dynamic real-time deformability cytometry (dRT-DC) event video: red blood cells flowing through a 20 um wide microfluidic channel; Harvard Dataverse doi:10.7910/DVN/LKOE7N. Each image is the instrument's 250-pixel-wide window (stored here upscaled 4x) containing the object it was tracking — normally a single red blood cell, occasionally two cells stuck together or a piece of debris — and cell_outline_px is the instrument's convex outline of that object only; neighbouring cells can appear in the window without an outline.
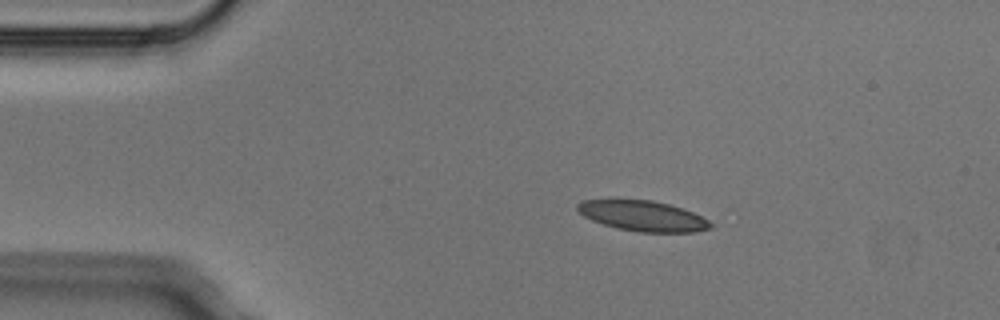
{"species": "Egyptian fruit bat (a non-hibernating species)", "species_latin": "Rousettus aegyptiacus", "temperature_condition": "cold", "stored_images_in_passage": 4, "camera_frame_rate_fps": 3000, "um_per_image_px": 0.085, "animal": {"sex": "male"}, "frame": {"image": 1, "passage_image": 3, "time_ms": 0.667, "image_size_px": [1000, 320], "cell_outline_px": [[712, 228], [696, 232], [640, 232], [616, 228], [592, 220], [584, 216], [576, 208], [576, 204], [584, 200], [652, 200], [668, 204], [692, 212], [708, 220], [712, 224]], "centroid_in_image_um": [54.65, 18.36], "position_along_channel_um": 30.4, "area_um2": 23.29}}